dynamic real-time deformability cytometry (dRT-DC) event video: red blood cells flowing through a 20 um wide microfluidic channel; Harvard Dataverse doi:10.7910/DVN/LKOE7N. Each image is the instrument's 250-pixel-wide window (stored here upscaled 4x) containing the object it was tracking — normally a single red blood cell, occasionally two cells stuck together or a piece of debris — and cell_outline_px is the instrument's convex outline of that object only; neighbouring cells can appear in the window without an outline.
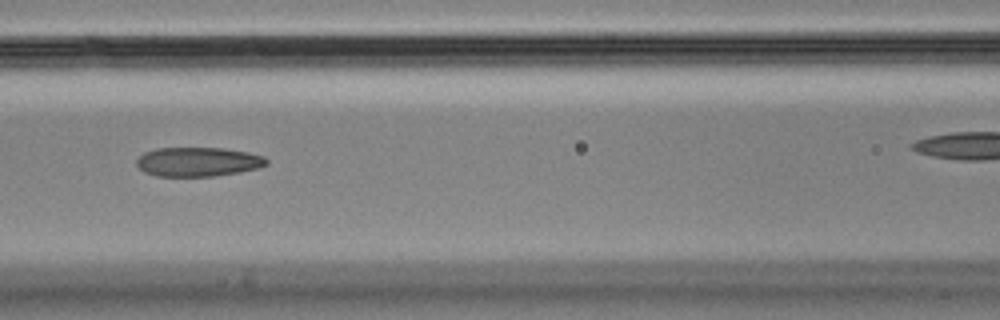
{"species": "Egyptian fruit bat (a non-hibernating species)", "species_latin": "Rousettus aegyptiacus", "temperature_condition": "cold", "stored_images_in_passage": 7, "camera_frame_rate_fps": 3000, "um_per_image_px": 0.085, "animal": {"sex": "male"}, "frame": {"image": 1, "passage_image": 6, "time_ms": 1.667, "image_size_px": [1000, 320], "cell_outline_px": [[268, 164], [260, 168], [240, 172], [216, 176], [156, 176], [144, 172], [136, 164], [136, 160], [144, 152], [156, 148], [224, 148], [248, 152], [264, 156], [268, 160]], "centroid_in_image_um": [16.86, 13.75], "position_along_channel_um": 149.7, "area_um2": 22.31}}